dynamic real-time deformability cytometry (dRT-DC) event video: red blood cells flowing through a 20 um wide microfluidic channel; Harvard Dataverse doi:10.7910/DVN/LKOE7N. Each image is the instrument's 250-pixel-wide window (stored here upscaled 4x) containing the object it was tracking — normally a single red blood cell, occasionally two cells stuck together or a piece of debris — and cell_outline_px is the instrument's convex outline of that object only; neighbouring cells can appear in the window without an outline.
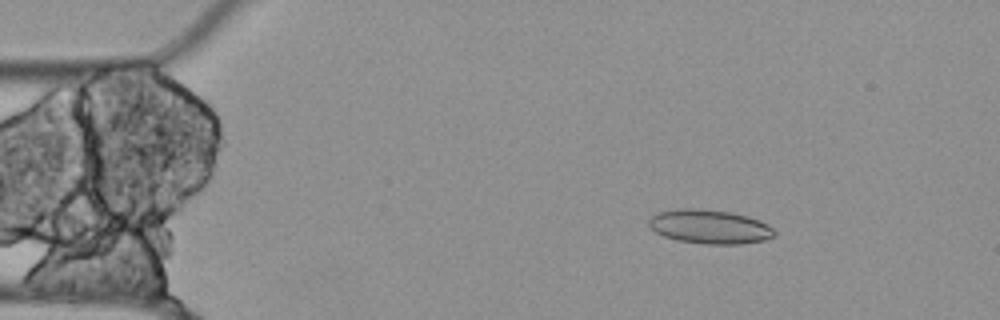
{"species": "Egyptian fruit bat (a non-hibernating species)", "species_latin": "Rousettus aegyptiacus", "temperature_condition": "cold", "stored_images_in_passage": 54, "camera_frame_rate_fps": 3000, "um_per_image_px": 0.085, "animal": {"sex": "female"}, "frame": {"image": 1, "passage_image": 7, "time_ms": 2.0, "image_size_px": [1000, 320], "cell_outline_px": [[776, 236], [764, 240], [740, 244], [704, 244], [676, 240], [664, 236], [656, 232], [648, 224], [648, 220], [652, 216], [660, 212], [676, 208], [700, 208], [732, 212], [748, 216], [760, 220], [768, 224], [776, 232]], "centroid_in_image_um": [60.35, 19.26], "position_along_channel_um": 24.7, "area_um2": 25.14}}
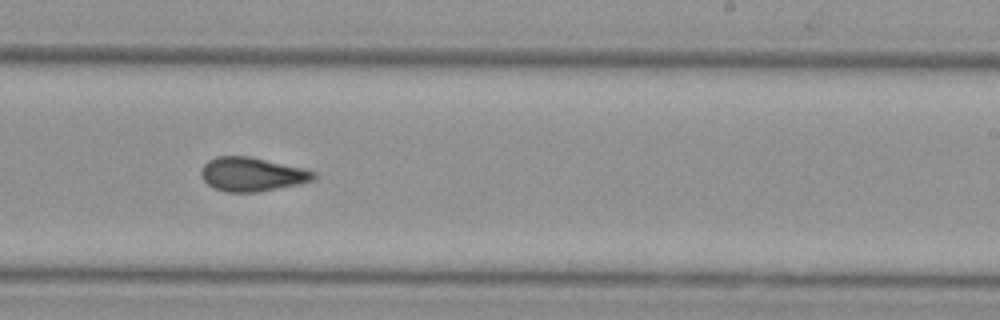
{"frame": {"image": 2, "passage_image": 32, "time_ms": 10.333, "image_size_px": [1000, 320], "cell_outline_px": [[316, 180], [300, 184], [256, 192], [224, 192], [212, 188], [200, 176], [200, 168], [208, 160], [216, 156], [248, 156], [304, 168], [316, 172]], "centroid_in_image_um": [21.41, 14.82], "position_along_channel_um": 267.6, "area_um2": 22.48}}
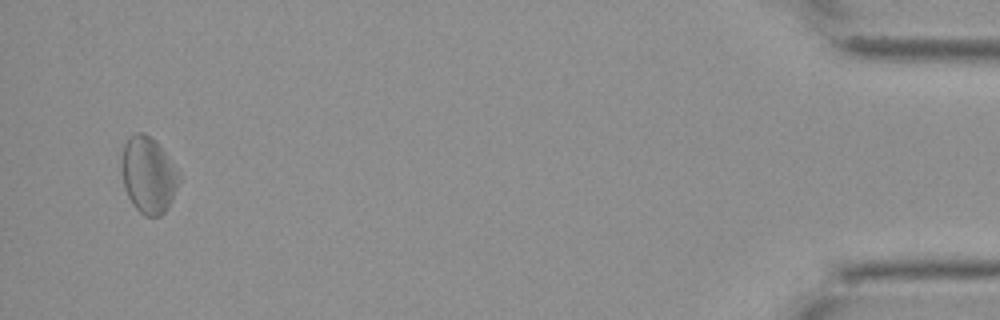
{"frame": {"image": 3, "passage_image": 52, "time_ms": 17.0, "image_size_px": [1000, 320], "cell_outline_px": [[180, 180], [172, 200], [168, 208], [160, 216], [144, 216], [132, 204], [124, 188], [120, 168], [120, 164], [124, 144], [136, 132], [144, 132], [164, 152], [180, 176]], "centroid_in_image_um": [12.57, 14.92], "position_along_channel_um": 422.6, "area_um2": 25.26}, "authors_computed_cell_mechanics": {"area_um2": 23.3512, "velocity_mm_per_s": 3.5338, "shape_relaxation_time_tau1_ms": null, "shape_relaxation_time_tau2_ms": 6.5615, "deformation_change_tau1": null, "deformation_change_tau2": 0.1232}}